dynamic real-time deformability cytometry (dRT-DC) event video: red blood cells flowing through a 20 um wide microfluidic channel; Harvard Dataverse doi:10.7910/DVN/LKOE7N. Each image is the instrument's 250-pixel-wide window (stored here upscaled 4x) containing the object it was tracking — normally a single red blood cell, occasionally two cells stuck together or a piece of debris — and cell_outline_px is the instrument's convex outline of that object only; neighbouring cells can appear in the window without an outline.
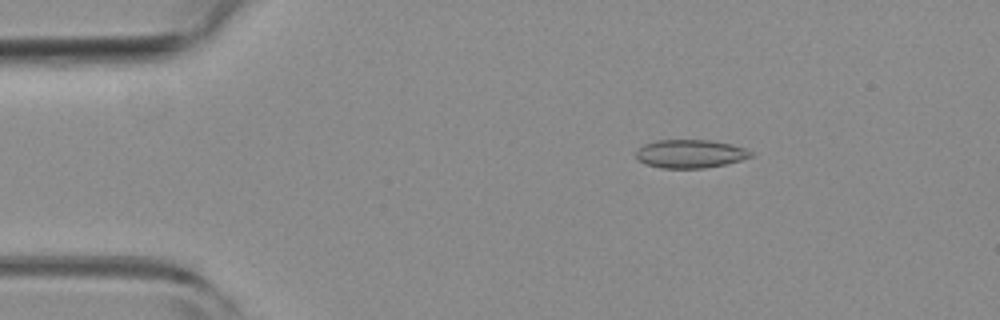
{"species": "common noctule bat (a hibernating species)", "species_latin": "Nyctalus noctula", "temperature_condition": "room temperature", "stored_images_in_passage": 5, "camera_frame_rate_fps": 3000, "um_per_image_px": 0.085, "animal": {"sex": "female", "body_mass_g": 19.3, "forearm_length_mm": 54.1}, "frame": {"image": 1, "passage_image": 3, "time_ms": 0.667, "image_size_px": [1000, 320], "cell_outline_px": [[752, 156], [740, 160], [724, 164], [704, 168], [660, 168], [644, 164], [636, 156], [636, 152], [644, 144], [656, 140], [712, 140], [732, 144], [744, 148], [752, 152]], "centroid_in_image_um": [58.66, 13.07], "position_along_channel_um": 26.3, "area_um2": 18.9}}
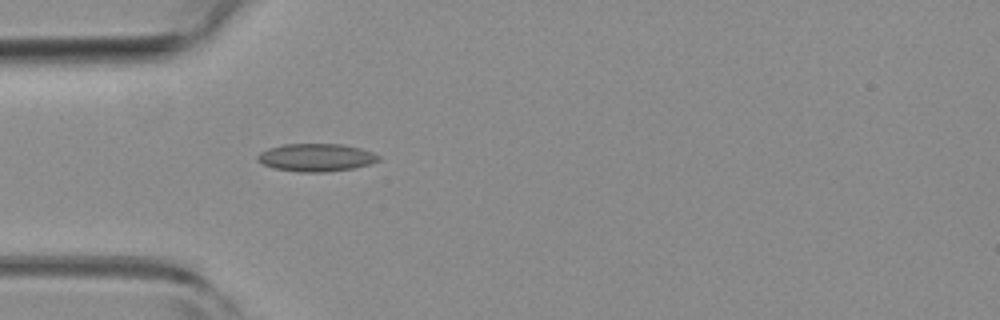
{"frame": {"image": 2, "passage_image": 5, "time_ms": 1.333, "image_size_px": [1000, 320], "cell_outline_px": [[380, 160], [368, 164], [352, 168], [324, 172], [300, 172], [272, 168], [256, 160], [256, 156], [260, 152], [268, 148], [284, 144], [344, 144], [360, 148], [372, 152], [380, 156]], "centroid_in_image_um": [26.84, 13.38], "position_along_channel_um": 58.2, "area_um2": 19.59}}